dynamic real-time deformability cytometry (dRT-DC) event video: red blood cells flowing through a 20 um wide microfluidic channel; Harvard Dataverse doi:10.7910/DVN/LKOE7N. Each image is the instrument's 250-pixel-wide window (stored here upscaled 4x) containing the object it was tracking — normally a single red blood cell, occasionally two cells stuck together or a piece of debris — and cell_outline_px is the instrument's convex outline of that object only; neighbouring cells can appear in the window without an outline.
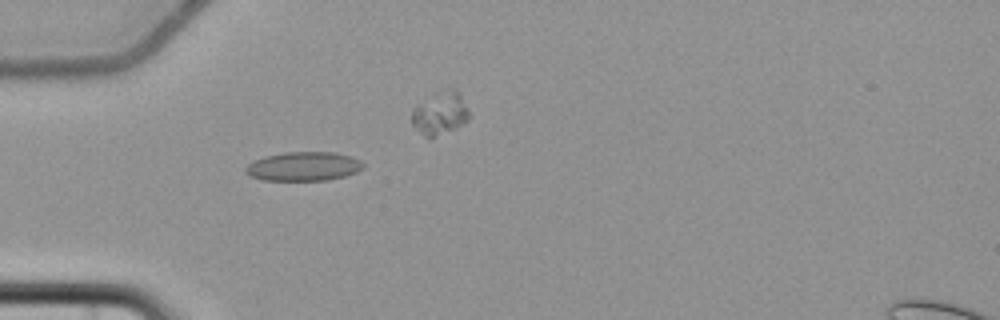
{"species": "common noctule bat (a hibernating species)", "species_latin": "Nyctalus noctula", "temperature_condition": "cold", "stored_images_in_passage": 8, "camera_frame_rate_fps": 3000, "um_per_image_px": 0.085, "animal": {"sex": "female", "body_mass_g": 22.7, "forearm_length_mm": 54.2}, "frame": {"image": 1, "passage_image": 5, "time_ms": 5.0, "image_size_px": [1000, 320], "cell_outline_px": [[364, 168], [356, 172], [344, 176], [328, 180], [264, 180], [252, 176], [244, 172], [244, 168], [252, 160], [264, 156], [284, 152], [336, 152], [360, 160], [364, 164]], "centroid_in_image_um": [25.78, 14.13], "position_along_channel_um": 59.2, "area_um2": 19.94}}
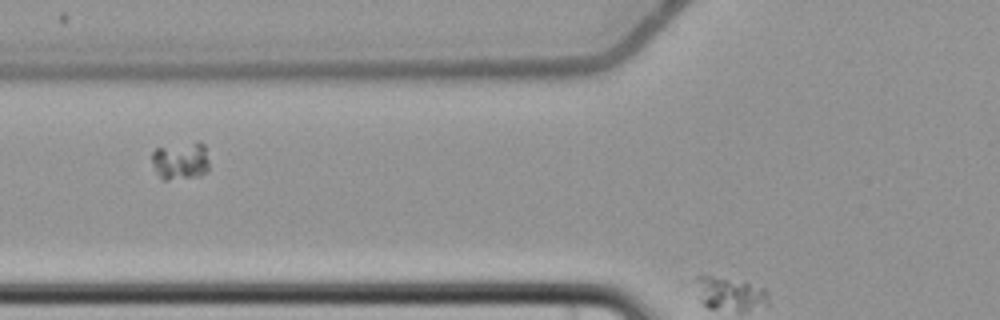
{"frame": {"image": 2, "passage_image": 7, "time_ms": 7.333, "image_size_px": [1000, 320], "cell_outline_px": [[208, 172], [200, 176], [168, 180], [164, 180], [156, 172], [152, 164], [152, 152], [156, 148], [196, 144], [204, 144], [208, 160]], "centroid_in_image_um": [15.34, 13.73], "position_along_channel_um": 110.5, "area_um2": 12.2}}